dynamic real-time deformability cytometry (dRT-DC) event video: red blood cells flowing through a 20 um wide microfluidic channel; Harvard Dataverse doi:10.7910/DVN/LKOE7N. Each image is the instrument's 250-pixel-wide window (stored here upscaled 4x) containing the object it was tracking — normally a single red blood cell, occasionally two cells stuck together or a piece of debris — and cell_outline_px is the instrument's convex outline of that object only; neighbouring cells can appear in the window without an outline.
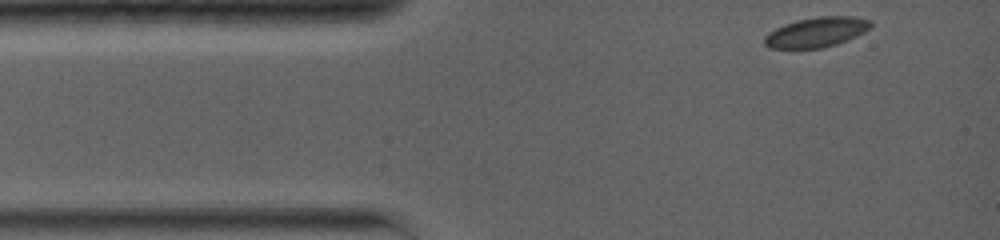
{"species": "common noctule bat (a hibernating species)", "species_latin": "Nyctalus noctula", "temperature_condition": "warm", "stored_images_in_passage": 40, "camera_frame_rate_fps": 5000, "um_per_image_px": 0.085, "animal": {"sex": "female", "body_mass_g": 19.0, "forearm_length_mm": 56.7}, "frame": {"image": 1, "passage_image": 1, "time_ms": 0.0, "image_size_px": [1000, 240], "cell_outline_px": [[872, 28], [856, 36], [836, 44], [820, 48], [768, 48], [764, 44], [764, 36], [768, 32], [784, 24], [796, 20], [820, 16], [852, 16], [872, 20]], "centroid_in_image_um": [69.4, 2.72], "position_along_channel_um": 15.6, "area_um2": 18.61}}
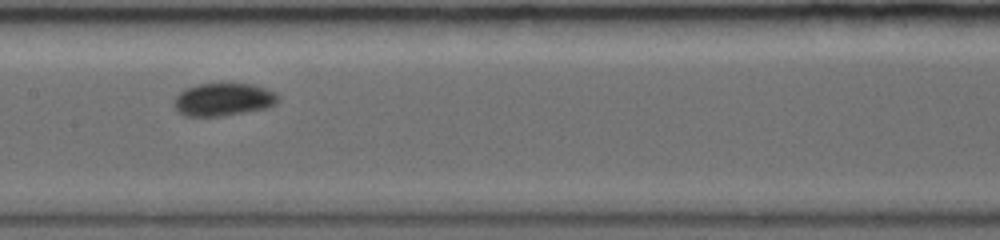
{"frame": {"image": 2, "passage_image": 23, "time_ms": 6.0, "image_size_px": [1000, 240], "cell_outline_px": [[280, 100], [268, 108], [220, 116], [184, 116], [176, 108], [176, 96], [184, 88], [200, 84], [252, 84], [276, 92], [280, 96]], "centroid_in_image_um": [19.03, 8.45], "position_along_channel_um": 188.4, "area_um2": 19.71}}
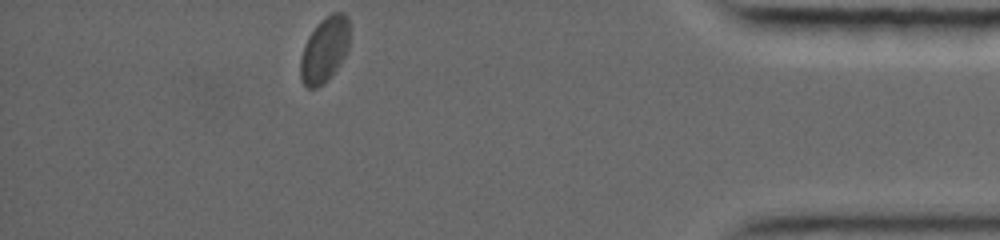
{"frame": {"image": 3, "passage_image": 40, "time_ms": 13.2, "image_size_px": [1000, 240], "cell_outline_px": [[348, 48], [340, 64], [316, 88], [308, 88], [304, 84], [300, 76], [300, 60], [304, 44], [308, 36], [320, 20], [332, 12], [344, 12], [348, 16]], "centroid_in_image_um": [27.57, 4.17], "position_along_channel_um": 407.6, "area_um2": 18.38}, "authors_computed_cell_mechanics": {"area_um2": 19.3052, "velocity_mm_per_s": 3.6854, "shape_relaxation_time_tau1_ms": 2.1325, "shape_relaxation_time_tau2_ms": null, "deformation_change_tau1": 0.064, "deformation_change_tau2": null}}